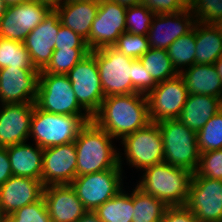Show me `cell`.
I'll list each match as a JSON object with an SVG mask.
<instances>
[{
    "instance_id": "cell-1",
    "label": "cell",
    "mask_w": 222,
    "mask_h": 222,
    "mask_svg": "<svg viewBox=\"0 0 222 222\" xmlns=\"http://www.w3.org/2000/svg\"><path fill=\"white\" fill-rule=\"evenodd\" d=\"M92 121L114 139L122 140L151 122L147 97L141 93L107 96Z\"/></svg>"
},
{
    "instance_id": "cell-2",
    "label": "cell",
    "mask_w": 222,
    "mask_h": 222,
    "mask_svg": "<svg viewBox=\"0 0 222 222\" xmlns=\"http://www.w3.org/2000/svg\"><path fill=\"white\" fill-rule=\"evenodd\" d=\"M114 138L93 121L87 122L74 141L77 153L76 176L113 168H123L122 152L116 150ZM123 161V162H122Z\"/></svg>"
},
{
    "instance_id": "cell-3",
    "label": "cell",
    "mask_w": 222,
    "mask_h": 222,
    "mask_svg": "<svg viewBox=\"0 0 222 222\" xmlns=\"http://www.w3.org/2000/svg\"><path fill=\"white\" fill-rule=\"evenodd\" d=\"M143 171L136 187L167 206H185L193 173L165 162Z\"/></svg>"
},
{
    "instance_id": "cell-4",
    "label": "cell",
    "mask_w": 222,
    "mask_h": 222,
    "mask_svg": "<svg viewBox=\"0 0 222 222\" xmlns=\"http://www.w3.org/2000/svg\"><path fill=\"white\" fill-rule=\"evenodd\" d=\"M90 121V115L54 114L34 105L29 137L43 149L68 144L76 140L80 129Z\"/></svg>"
},
{
    "instance_id": "cell-5",
    "label": "cell",
    "mask_w": 222,
    "mask_h": 222,
    "mask_svg": "<svg viewBox=\"0 0 222 222\" xmlns=\"http://www.w3.org/2000/svg\"><path fill=\"white\" fill-rule=\"evenodd\" d=\"M158 125L163 140L164 162L194 174L200 158L197 132L178 119L163 120Z\"/></svg>"
},
{
    "instance_id": "cell-6",
    "label": "cell",
    "mask_w": 222,
    "mask_h": 222,
    "mask_svg": "<svg viewBox=\"0 0 222 222\" xmlns=\"http://www.w3.org/2000/svg\"><path fill=\"white\" fill-rule=\"evenodd\" d=\"M35 106L62 115H89L78 103L67 75L40 73Z\"/></svg>"
},
{
    "instance_id": "cell-7",
    "label": "cell",
    "mask_w": 222,
    "mask_h": 222,
    "mask_svg": "<svg viewBox=\"0 0 222 222\" xmlns=\"http://www.w3.org/2000/svg\"><path fill=\"white\" fill-rule=\"evenodd\" d=\"M97 61L101 86L105 97L132 94L131 63L135 60L113 46L91 51Z\"/></svg>"
},
{
    "instance_id": "cell-8",
    "label": "cell",
    "mask_w": 222,
    "mask_h": 222,
    "mask_svg": "<svg viewBox=\"0 0 222 222\" xmlns=\"http://www.w3.org/2000/svg\"><path fill=\"white\" fill-rule=\"evenodd\" d=\"M120 142L127 164L137 170L143 172L150 166L164 162L163 140L158 123L150 122Z\"/></svg>"
},
{
    "instance_id": "cell-9",
    "label": "cell",
    "mask_w": 222,
    "mask_h": 222,
    "mask_svg": "<svg viewBox=\"0 0 222 222\" xmlns=\"http://www.w3.org/2000/svg\"><path fill=\"white\" fill-rule=\"evenodd\" d=\"M122 168L76 176L70 183L86 210L95 211L123 189Z\"/></svg>"
},
{
    "instance_id": "cell-10",
    "label": "cell",
    "mask_w": 222,
    "mask_h": 222,
    "mask_svg": "<svg viewBox=\"0 0 222 222\" xmlns=\"http://www.w3.org/2000/svg\"><path fill=\"white\" fill-rule=\"evenodd\" d=\"M66 75L79 105L92 117L105 98L95 55L90 51Z\"/></svg>"
},
{
    "instance_id": "cell-11",
    "label": "cell",
    "mask_w": 222,
    "mask_h": 222,
    "mask_svg": "<svg viewBox=\"0 0 222 222\" xmlns=\"http://www.w3.org/2000/svg\"><path fill=\"white\" fill-rule=\"evenodd\" d=\"M150 121L159 123L163 120L178 119L188 97L183 77H176L159 82L147 95Z\"/></svg>"
},
{
    "instance_id": "cell-12",
    "label": "cell",
    "mask_w": 222,
    "mask_h": 222,
    "mask_svg": "<svg viewBox=\"0 0 222 222\" xmlns=\"http://www.w3.org/2000/svg\"><path fill=\"white\" fill-rule=\"evenodd\" d=\"M185 206L199 222H222V180L192 177Z\"/></svg>"
},
{
    "instance_id": "cell-13",
    "label": "cell",
    "mask_w": 222,
    "mask_h": 222,
    "mask_svg": "<svg viewBox=\"0 0 222 222\" xmlns=\"http://www.w3.org/2000/svg\"><path fill=\"white\" fill-rule=\"evenodd\" d=\"M51 9L47 4L33 0L8 6L0 18V37L23 43Z\"/></svg>"
},
{
    "instance_id": "cell-14",
    "label": "cell",
    "mask_w": 222,
    "mask_h": 222,
    "mask_svg": "<svg viewBox=\"0 0 222 222\" xmlns=\"http://www.w3.org/2000/svg\"><path fill=\"white\" fill-rule=\"evenodd\" d=\"M126 9L113 0H99V8L89 32V50L113 46L126 32Z\"/></svg>"
},
{
    "instance_id": "cell-15",
    "label": "cell",
    "mask_w": 222,
    "mask_h": 222,
    "mask_svg": "<svg viewBox=\"0 0 222 222\" xmlns=\"http://www.w3.org/2000/svg\"><path fill=\"white\" fill-rule=\"evenodd\" d=\"M40 71L6 67L0 69V104L34 103Z\"/></svg>"
},
{
    "instance_id": "cell-16",
    "label": "cell",
    "mask_w": 222,
    "mask_h": 222,
    "mask_svg": "<svg viewBox=\"0 0 222 222\" xmlns=\"http://www.w3.org/2000/svg\"><path fill=\"white\" fill-rule=\"evenodd\" d=\"M59 24V13L56 9H51L44 20L23 41L33 66L39 71H42L51 60L59 32Z\"/></svg>"
},
{
    "instance_id": "cell-17",
    "label": "cell",
    "mask_w": 222,
    "mask_h": 222,
    "mask_svg": "<svg viewBox=\"0 0 222 222\" xmlns=\"http://www.w3.org/2000/svg\"><path fill=\"white\" fill-rule=\"evenodd\" d=\"M76 166L74 142L45 148L41 182L44 186L70 184L76 177Z\"/></svg>"
},
{
    "instance_id": "cell-18",
    "label": "cell",
    "mask_w": 222,
    "mask_h": 222,
    "mask_svg": "<svg viewBox=\"0 0 222 222\" xmlns=\"http://www.w3.org/2000/svg\"><path fill=\"white\" fill-rule=\"evenodd\" d=\"M195 16L188 7L182 12L155 14L147 37L150 48L164 49L193 29Z\"/></svg>"
},
{
    "instance_id": "cell-19",
    "label": "cell",
    "mask_w": 222,
    "mask_h": 222,
    "mask_svg": "<svg viewBox=\"0 0 222 222\" xmlns=\"http://www.w3.org/2000/svg\"><path fill=\"white\" fill-rule=\"evenodd\" d=\"M0 105V147L27 142L35 103Z\"/></svg>"
},
{
    "instance_id": "cell-20",
    "label": "cell",
    "mask_w": 222,
    "mask_h": 222,
    "mask_svg": "<svg viewBox=\"0 0 222 222\" xmlns=\"http://www.w3.org/2000/svg\"><path fill=\"white\" fill-rule=\"evenodd\" d=\"M43 198L52 222H76L87 211L70 184L45 186Z\"/></svg>"
},
{
    "instance_id": "cell-21",
    "label": "cell",
    "mask_w": 222,
    "mask_h": 222,
    "mask_svg": "<svg viewBox=\"0 0 222 222\" xmlns=\"http://www.w3.org/2000/svg\"><path fill=\"white\" fill-rule=\"evenodd\" d=\"M44 185L40 180L12 175L0 186V203L9 217L19 208L43 197Z\"/></svg>"
},
{
    "instance_id": "cell-22",
    "label": "cell",
    "mask_w": 222,
    "mask_h": 222,
    "mask_svg": "<svg viewBox=\"0 0 222 222\" xmlns=\"http://www.w3.org/2000/svg\"><path fill=\"white\" fill-rule=\"evenodd\" d=\"M99 8V0L63 3L55 9L61 24L73 30L86 41L89 48V32Z\"/></svg>"
},
{
    "instance_id": "cell-23",
    "label": "cell",
    "mask_w": 222,
    "mask_h": 222,
    "mask_svg": "<svg viewBox=\"0 0 222 222\" xmlns=\"http://www.w3.org/2000/svg\"><path fill=\"white\" fill-rule=\"evenodd\" d=\"M33 145H36L32 147ZM43 148L27 142L8 146L12 175L29 177L41 181L43 168Z\"/></svg>"
},
{
    "instance_id": "cell-24",
    "label": "cell",
    "mask_w": 222,
    "mask_h": 222,
    "mask_svg": "<svg viewBox=\"0 0 222 222\" xmlns=\"http://www.w3.org/2000/svg\"><path fill=\"white\" fill-rule=\"evenodd\" d=\"M221 109V98L210 95L188 94L178 120L191 130L198 132Z\"/></svg>"
},
{
    "instance_id": "cell-25",
    "label": "cell",
    "mask_w": 222,
    "mask_h": 222,
    "mask_svg": "<svg viewBox=\"0 0 222 222\" xmlns=\"http://www.w3.org/2000/svg\"><path fill=\"white\" fill-rule=\"evenodd\" d=\"M188 94L210 95L222 99V79L213 64H194L180 74Z\"/></svg>"
},
{
    "instance_id": "cell-26",
    "label": "cell",
    "mask_w": 222,
    "mask_h": 222,
    "mask_svg": "<svg viewBox=\"0 0 222 222\" xmlns=\"http://www.w3.org/2000/svg\"><path fill=\"white\" fill-rule=\"evenodd\" d=\"M196 64H214L222 56V26L195 22Z\"/></svg>"
},
{
    "instance_id": "cell-27",
    "label": "cell",
    "mask_w": 222,
    "mask_h": 222,
    "mask_svg": "<svg viewBox=\"0 0 222 222\" xmlns=\"http://www.w3.org/2000/svg\"><path fill=\"white\" fill-rule=\"evenodd\" d=\"M124 189L95 210L102 222H132L133 191L129 194Z\"/></svg>"
},
{
    "instance_id": "cell-28",
    "label": "cell",
    "mask_w": 222,
    "mask_h": 222,
    "mask_svg": "<svg viewBox=\"0 0 222 222\" xmlns=\"http://www.w3.org/2000/svg\"><path fill=\"white\" fill-rule=\"evenodd\" d=\"M132 190V222H160L168 206L156 197L142 192L138 187H134Z\"/></svg>"
},
{
    "instance_id": "cell-29",
    "label": "cell",
    "mask_w": 222,
    "mask_h": 222,
    "mask_svg": "<svg viewBox=\"0 0 222 222\" xmlns=\"http://www.w3.org/2000/svg\"><path fill=\"white\" fill-rule=\"evenodd\" d=\"M167 53L178 74L195 64V24L190 32L180 36L168 47Z\"/></svg>"
},
{
    "instance_id": "cell-30",
    "label": "cell",
    "mask_w": 222,
    "mask_h": 222,
    "mask_svg": "<svg viewBox=\"0 0 222 222\" xmlns=\"http://www.w3.org/2000/svg\"><path fill=\"white\" fill-rule=\"evenodd\" d=\"M139 60L157 83L178 75L168 56L167 50L150 48Z\"/></svg>"
},
{
    "instance_id": "cell-31",
    "label": "cell",
    "mask_w": 222,
    "mask_h": 222,
    "mask_svg": "<svg viewBox=\"0 0 222 222\" xmlns=\"http://www.w3.org/2000/svg\"><path fill=\"white\" fill-rule=\"evenodd\" d=\"M6 67L35 69L22 42L0 37V69Z\"/></svg>"
},
{
    "instance_id": "cell-32",
    "label": "cell",
    "mask_w": 222,
    "mask_h": 222,
    "mask_svg": "<svg viewBox=\"0 0 222 222\" xmlns=\"http://www.w3.org/2000/svg\"><path fill=\"white\" fill-rule=\"evenodd\" d=\"M89 53V49H54L50 62L40 73L66 75Z\"/></svg>"
},
{
    "instance_id": "cell-33",
    "label": "cell",
    "mask_w": 222,
    "mask_h": 222,
    "mask_svg": "<svg viewBox=\"0 0 222 222\" xmlns=\"http://www.w3.org/2000/svg\"><path fill=\"white\" fill-rule=\"evenodd\" d=\"M196 140L200 154L222 149V109L197 132Z\"/></svg>"
},
{
    "instance_id": "cell-34",
    "label": "cell",
    "mask_w": 222,
    "mask_h": 222,
    "mask_svg": "<svg viewBox=\"0 0 222 222\" xmlns=\"http://www.w3.org/2000/svg\"><path fill=\"white\" fill-rule=\"evenodd\" d=\"M155 13L145 5L127 7L126 9V32L147 36Z\"/></svg>"
},
{
    "instance_id": "cell-35",
    "label": "cell",
    "mask_w": 222,
    "mask_h": 222,
    "mask_svg": "<svg viewBox=\"0 0 222 222\" xmlns=\"http://www.w3.org/2000/svg\"><path fill=\"white\" fill-rule=\"evenodd\" d=\"M188 7L197 22L213 24L222 22V0H189Z\"/></svg>"
},
{
    "instance_id": "cell-36",
    "label": "cell",
    "mask_w": 222,
    "mask_h": 222,
    "mask_svg": "<svg viewBox=\"0 0 222 222\" xmlns=\"http://www.w3.org/2000/svg\"><path fill=\"white\" fill-rule=\"evenodd\" d=\"M113 47L132 59H139L150 49L147 36L129 32L122 33Z\"/></svg>"
},
{
    "instance_id": "cell-37",
    "label": "cell",
    "mask_w": 222,
    "mask_h": 222,
    "mask_svg": "<svg viewBox=\"0 0 222 222\" xmlns=\"http://www.w3.org/2000/svg\"><path fill=\"white\" fill-rule=\"evenodd\" d=\"M192 177L222 180V149L201 153L198 167Z\"/></svg>"
},
{
    "instance_id": "cell-38",
    "label": "cell",
    "mask_w": 222,
    "mask_h": 222,
    "mask_svg": "<svg viewBox=\"0 0 222 222\" xmlns=\"http://www.w3.org/2000/svg\"><path fill=\"white\" fill-rule=\"evenodd\" d=\"M8 222H52L42 197L40 200L19 208L8 217Z\"/></svg>"
},
{
    "instance_id": "cell-39",
    "label": "cell",
    "mask_w": 222,
    "mask_h": 222,
    "mask_svg": "<svg viewBox=\"0 0 222 222\" xmlns=\"http://www.w3.org/2000/svg\"><path fill=\"white\" fill-rule=\"evenodd\" d=\"M132 69V93L147 95L158 84L152 76L145 70L141 61L135 59L131 63Z\"/></svg>"
},
{
    "instance_id": "cell-40",
    "label": "cell",
    "mask_w": 222,
    "mask_h": 222,
    "mask_svg": "<svg viewBox=\"0 0 222 222\" xmlns=\"http://www.w3.org/2000/svg\"><path fill=\"white\" fill-rule=\"evenodd\" d=\"M55 49H89L86 41L73 30L59 24V32L56 38Z\"/></svg>"
},
{
    "instance_id": "cell-41",
    "label": "cell",
    "mask_w": 222,
    "mask_h": 222,
    "mask_svg": "<svg viewBox=\"0 0 222 222\" xmlns=\"http://www.w3.org/2000/svg\"><path fill=\"white\" fill-rule=\"evenodd\" d=\"M189 0H142L141 4L147 6L155 14H168L182 12L188 8Z\"/></svg>"
},
{
    "instance_id": "cell-42",
    "label": "cell",
    "mask_w": 222,
    "mask_h": 222,
    "mask_svg": "<svg viewBox=\"0 0 222 222\" xmlns=\"http://www.w3.org/2000/svg\"><path fill=\"white\" fill-rule=\"evenodd\" d=\"M160 222H199L186 206H168Z\"/></svg>"
},
{
    "instance_id": "cell-43",
    "label": "cell",
    "mask_w": 222,
    "mask_h": 222,
    "mask_svg": "<svg viewBox=\"0 0 222 222\" xmlns=\"http://www.w3.org/2000/svg\"><path fill=\"white\" fill-rule=\"evenodd\" d=\"M12 176L7 147H0V186Z\"/></svg>"
},
{
    "instance_id": "cell-44",
    "label": "cell",
    "mask_w": 222,
    "mask_h": 222,
    "mask_svg": "<svg viewBox=\"0 0 222 222\" xmlns=\"http://www.w3.org/2000/svg\"><path fill=\"white\" fill-rule=\"evenodd\" d=\"M76 222H102L95 211L87 210Z\"/></svg>"
},
{
    "instance_id": "cell-45",
    "label": "cell",
    "mask_w": 222,
    "mask_h": 222,
    "mask_svg": "<svg viewBox=\"0 0 222 222\" xmlns=\"http://www.w3.org/2000/svg\"><path fill=\"white\" fill-rule=\"evenodd\" d=\"M114 2H118L120 5L125 7H132L141 4L142 0H113Z\"/></svg>"
},
{
    "instance_id": "cell-46",
    "label": "cell",
    "mask_w": 222,
    "mask_h": 222,
    "mask_svg": "<svg viewBox=\"0 0 222 222\" xmlns=\"http://www.w3.org/2000/svg\"><path fill=\"white\" fill-rule=\"evenodd\" d=\"M40 3H45L50 6L52 9H55L57 6L63 4V0H33Z\"/></svg>"
},
{
    "instance_id": "cell-47",
    "label": "cell",
    "mask_w": 222,
    "mask_h": 222,
    "mask_svg": "<svg viewBox=\"0 0 222 222\" xmlns=\"http://www.w3.org/2000/svg\"><path fill=\"white\" fill-rule=\"evenodd\" d=\"M219 77L222 79V56L213 64Z\"/></svg>"
},
{
    "instance_id": "cell-48",
    "label": "cell",
    "mask_w": 222,
    "mask_h": 222,
    "mask_svg": "<svg viewBox=\"0 0 222 222\" xmlns=\"http://www.w3.org/2000/svg\"><path fill=\"white\" fill-rule=\"evenodd\" d=\"M7 6L22 4L30 0H4Z\"/></svg>"
},
{
    "instance_id": "cell-49",
    "label": "cell",
    "mask_w": 222,
    "mask_h": 222,
    "mask_svg": "<svg viewBox=\"0 0 222 222\" xmlns=\"http://www.w3.org/2000/svg\"><path fill=\"white\" fill-rule=\"evenodd\" d=\"M0 222H8V216L4 213L1 203H0Z\"/></svg>"
},
{
    "instance_id": "cell-50",
    "label": "cell",
    "mask_w": 222,
    "mask_h": 222,
    "mask_svg": "<svg viewBox=\"0 0 222 222\" xmlns=\"http://www.w3.org/2000/svg\"><path fill=\"white\" fill-rule=\"evenodd\" d=\"M7 5L5 3L4 0H0V18L3 16V14L5 13L6 9H7Z\"/></svg>"
},
{
    "instance_id": "cell-51",
    "label": "cell",
    "mask_w": 222,
    "mask_h": 222,
    "mask_svg": "<svg viewBox=\"0 0 222 222\" xmlns=\"http://www.w3.org/2000/svg\"><path fill=\"white\" fill-rule=\"evenodd\" d=\"M81 1H88V0H63V3H74V2H81Z\"/></svg>"
}]
</instances>
